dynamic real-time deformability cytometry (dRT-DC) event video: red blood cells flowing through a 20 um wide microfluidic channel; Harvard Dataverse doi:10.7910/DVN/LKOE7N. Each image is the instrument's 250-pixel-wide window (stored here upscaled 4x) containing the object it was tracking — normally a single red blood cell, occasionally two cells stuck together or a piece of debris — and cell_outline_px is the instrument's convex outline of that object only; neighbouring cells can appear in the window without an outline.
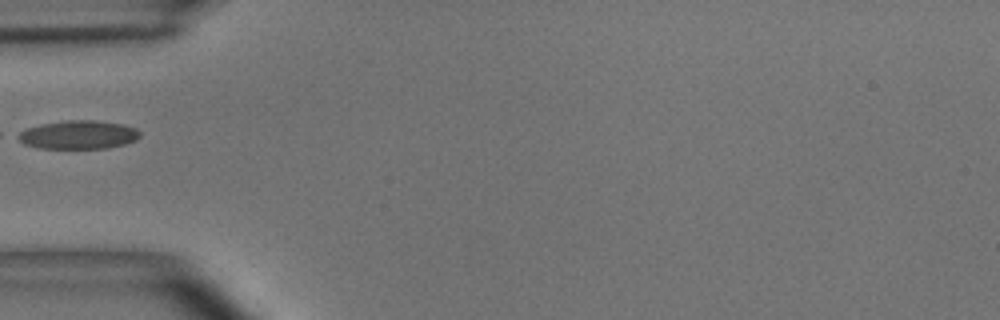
{"species": "common noctule bat (a hibernating species)", "species_latin": "Nyctalus noctula", "temperature_condition": "room temperature", "stored_images_in_passage": 6, "camera_frame_rate_fps": 3000, "um_per_image_px": 0.085, "animal": {"sex": "male", "body_mass_g": 15.6}, "frame": {"image": 1, "passage_image": 5, "time_ms": 1.333, "image_size_px": [1000, 320], "cell_outline_px": [[140, 136], [136, 140], [124, 144], [108, 148], [40, 148], [24, 144], [12, 136], [28, 128], [40, 124], [68, 120], [92, 120], [124, 124], [136, 128], [140, 132]], "centroid_in_image_um": [6.64, 11.45], "position_along_channel_um": 78.4, "area_um2": 20.35}}
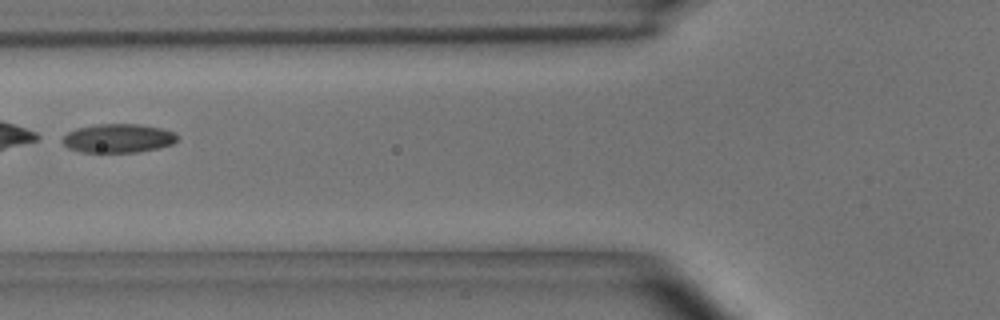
{"frame": {"image": 2, "passage_image": 6, "time_ms": 1.667, "image_size_px": [1000, 320], "cell_outline_px": [[176, 140], [172, 144], [156, 148], [136, 152], [80, 152], [68, 148], [60, 140], [68, 132], [76, 128], [96, 124], [140, 124], [160, 128], [176, 132]], "centroid_in_image_um": [10.0, 11.75], "position_along_channel_um": 115.8, "area_um2": 19.25}}